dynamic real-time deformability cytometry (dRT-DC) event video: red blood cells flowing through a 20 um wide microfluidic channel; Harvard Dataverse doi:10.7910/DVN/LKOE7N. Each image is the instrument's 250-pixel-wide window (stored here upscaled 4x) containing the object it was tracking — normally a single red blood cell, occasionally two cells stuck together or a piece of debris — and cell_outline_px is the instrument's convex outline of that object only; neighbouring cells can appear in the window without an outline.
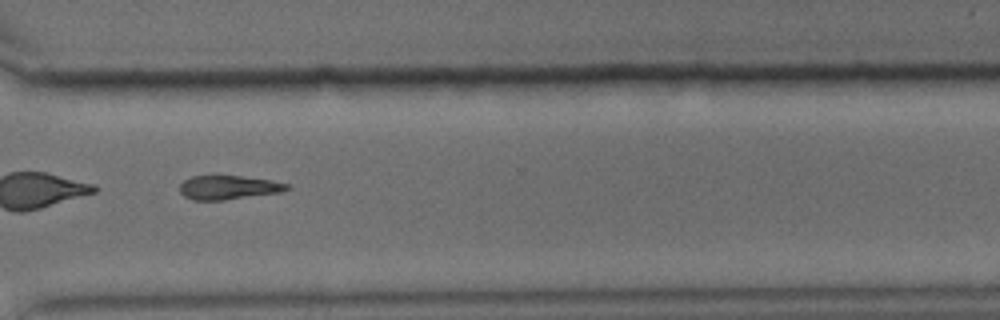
{"species": "common noctule bat (a hibernating species)", "species_latin": "Nyctalus noctula", "temperature_condition": "cold", "stored_images_in_passage": 56, "segment_of_instrument_passage": [2, 2], "camera_frame_rate_fps": 3000, "um_per_image_px": 0.085, "animal": {"sex": "male", "body_mass_g": 15.6}, "frame": {"image": 1, "passage_image": 43, "time_ms": 14.0, "image_size_px": [1000, 320], "cell_outline_px": [[292, 188], [280, 192], [224, 200], [192, 200], [184, 196], [180, 192], [180, 184], [184, 180], [192, 176], [240, 176], [272, 180], [292, 184]], "centroid_in_image_um": [19.45, 15.93], "position_along_channel_um": 351.1, "area_um2": 15.03}}